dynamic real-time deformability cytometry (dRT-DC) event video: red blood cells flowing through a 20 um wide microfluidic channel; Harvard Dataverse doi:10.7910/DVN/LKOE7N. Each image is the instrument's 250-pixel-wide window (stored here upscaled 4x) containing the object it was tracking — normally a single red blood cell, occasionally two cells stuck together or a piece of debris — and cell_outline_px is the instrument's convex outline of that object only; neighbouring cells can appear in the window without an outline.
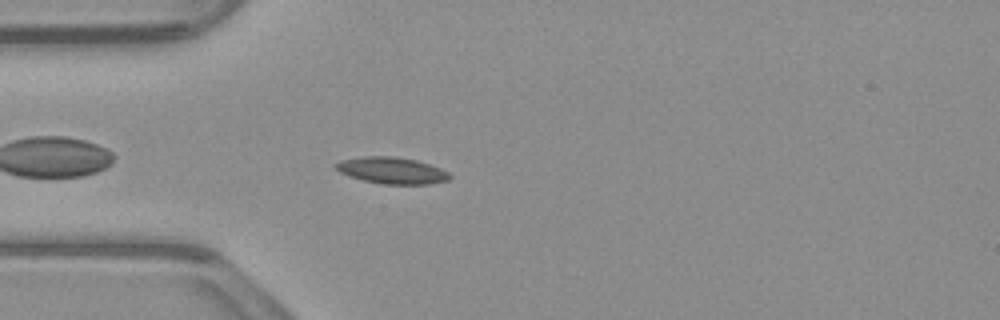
{"species": "common noctule bat (a hibernating species)", "species_latin": "Nyctalus noctula", "temperature_condition": "warm", "stored_images_in_passage": 43, "camera_frame_rate_fps": 3000, "um_per_image_px": 0.085, "animal": {"sex": "male", "body_mass_g": 23.1, "forearm_length_mm": 52.7}, "frame": {"image": 1, "passage_image": 4, "time_ms": 1.0, "image_size_px": [1000, 320], "cell_outline_px": [[452, 176], [448, 180], [428, 184], [384, 184], [364, 180], [348, 176], [340, 172], [332, 164], [340, 160], [364, 156], [396, 156], [416, 160], [440, 168], [448, 172]], "centroid_in_image_um": [33.28, 14.48], "position_along_channel_um": 51.7, "area_um2": 17.63}}
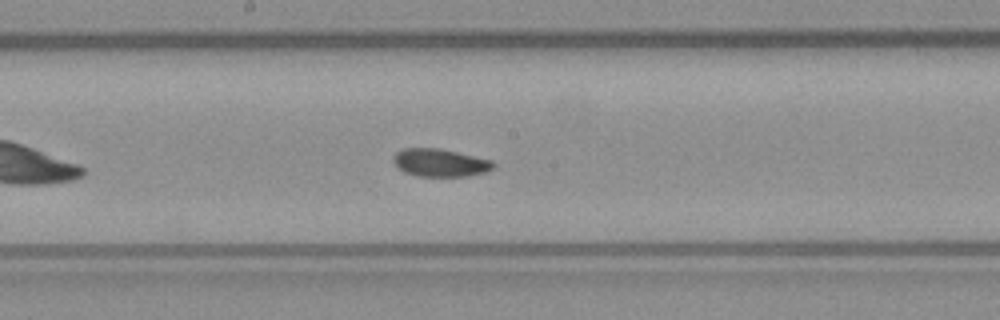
{"frame": {"image": 2, "passage_image": 17, "time_ms": 5.333, "image_size_px": [1000, 320], "cell_outline_px": [[496, 164], [492, 168], [484, 172], [468, 176], [420, 176], [404, 172], [396, 168], [392, 160], [392, 156], [396, 152], [404, 148], [440, 148], [492, 160]], "centroid_in_image_um": [37.36, 13.82], "position_along_channel_um": 210.8, "area_um2": 16.3}}
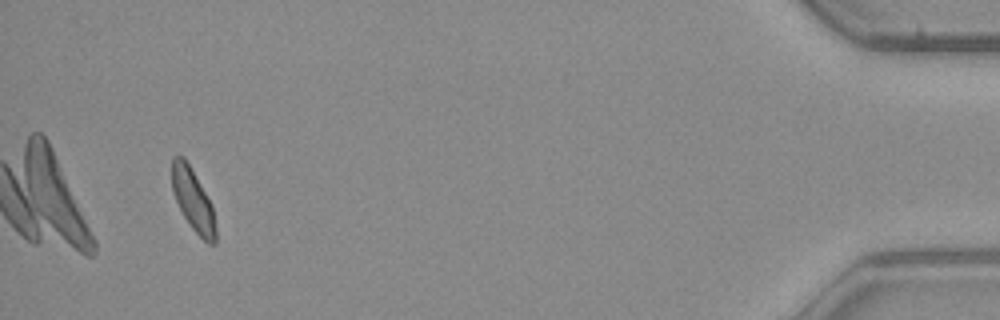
{"frame": {"image": 3, "passage_image": 40, "time_ms": 13.0, "image_size_px": [1000, 320], "cell_outline_px": [[216, 244], [208, 244], [188, 224], [172, 192], [172, 156], [184, 156], [212, 204], [216, 228]], "centroid_in_image_um": [16.41, 17.01], "position_along_channel_um": 418.8, "area_um2": 15.78}, "authors_computed_cell_mechanics": {"area_um2": 16.2996, "velocity_mm_per_s": 3.8149, "shape_relaxation_time_tau1_ms": 5.0511, "shape_relaxation_time_tau2_ms": null, "deformation_change_tau1": 0.1346, "deformation_change_tau2": null}}